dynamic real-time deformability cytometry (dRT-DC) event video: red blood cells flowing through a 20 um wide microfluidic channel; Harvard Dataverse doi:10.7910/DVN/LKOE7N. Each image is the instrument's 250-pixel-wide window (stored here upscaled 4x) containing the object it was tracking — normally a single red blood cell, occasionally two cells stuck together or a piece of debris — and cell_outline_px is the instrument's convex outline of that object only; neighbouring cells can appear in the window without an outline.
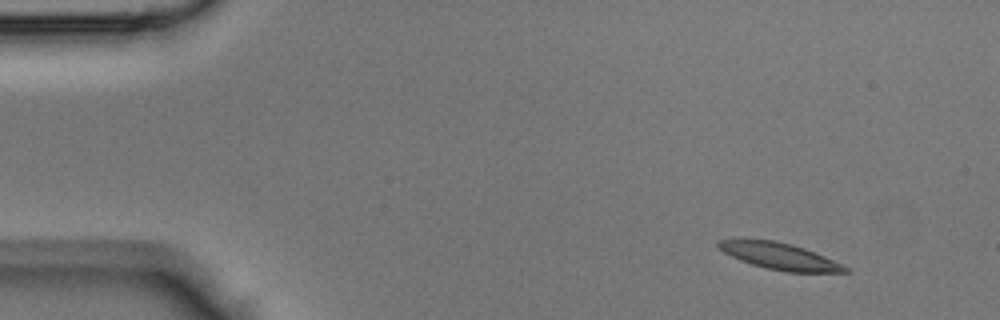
{"species": "Egyptian fruit bat (a non-hibernating species)", "species_latin": "Rousettus aegyptiacus", "temperature_condition": "room temperature", "stored_images_in_passage": 41, "camera_frame_rate_fps": 3000, "um_per_image_px": 0.085, "animal": {"sex": "male"}, "frame": {"image": 1, "passage_image": 1, "time_ms": 0.0, "image_size_px": [1000, 320], "cell_outline_px": [[852, 272], [784, 272], [764, 268], [740, 260], [716, 248], [716, 240], [776, 240], [792, 244], [804, 248], [824, 256], [848, 268]], "centroid_in_image_um": [66.24, 21.78], "position_along_channel_um": 18.8, "area_um2": 19.48}}
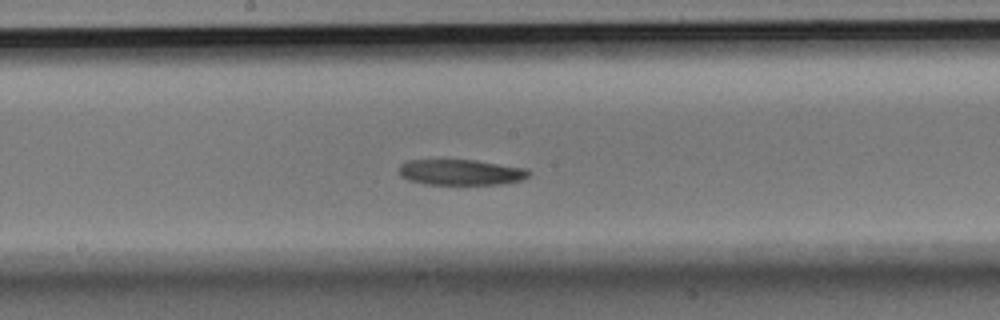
{"frame": {"image": 2, "passage_image": 20, "time_ms": 6.333, "image_size_px": [1000, 320], "cell_outline_px": [[532, 172], [528, 176], [520, 180], [500, 184], [424, 184], [408, 180], [400, 176], [396, 168], [404, 160], [476, 160], [528, 168]], "centroid_in_image_um": [39.13, 14.63], "position_along_channel_um": 209.1, "area_um2": 19.71}}
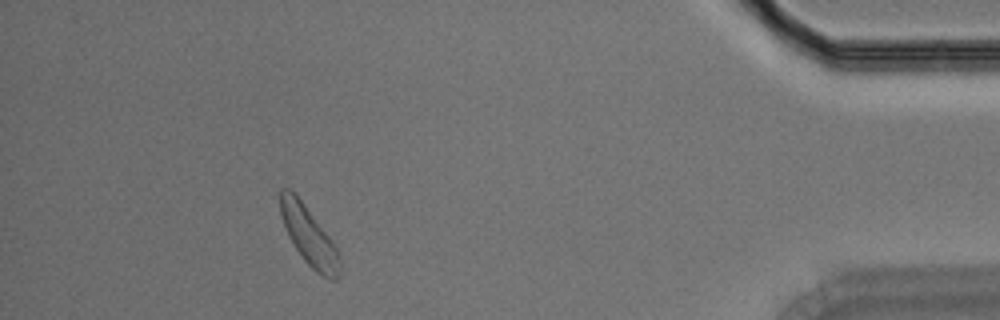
{"frame": {"image": 3, "passage_image": 37, "time_ms": 12.0, "image_size_px": [1000, 320], "cell_outline_px": [[340, 276], [336, 280], [332, 280], [316, 272], [304, 260], [288, 236], [284, 228], [280, 216], [280, 188], [288, 188], [296, 192], [332, 240], [340, 252]], "centroid_in_image_um": [26.26, 20.03], "position_along_channel_um": 408.9, "area_um2": 20.63}}